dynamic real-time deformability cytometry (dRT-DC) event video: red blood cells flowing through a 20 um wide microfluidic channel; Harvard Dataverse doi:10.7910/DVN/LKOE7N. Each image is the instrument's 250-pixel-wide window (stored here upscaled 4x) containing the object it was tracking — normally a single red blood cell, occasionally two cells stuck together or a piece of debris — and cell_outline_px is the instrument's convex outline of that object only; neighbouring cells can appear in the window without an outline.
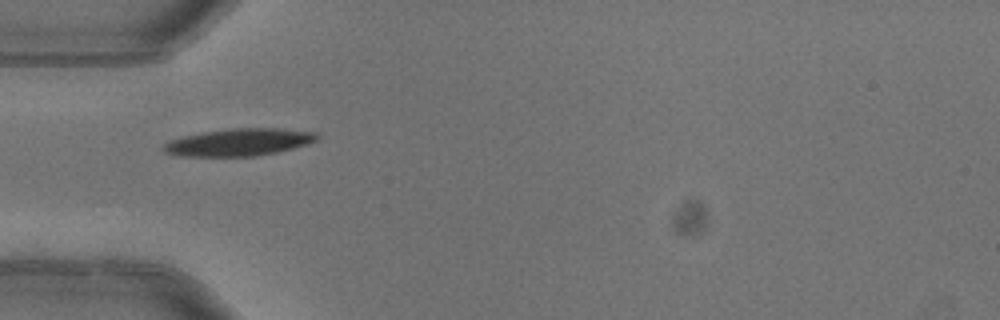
{"species": "common noctule bat (a hibernating species)", "species_latin": "Nyctalus noctula", "temperature_condition": "warm", "stored_images_in_passage": 1, "camera_frame_rate_fps": 3000, "um_per_image_px": 0.085, "animal": {"sex": "female"}, "frame": {"image": 1, "passage_image": 1, "time_ms": 0.0, "image_size_px": [1000, 320], "cell_outline_px": [[320, 136], [316, 140], [308, 144], [276, 152], [256, 156], [176, 156], [164, 152], [160, 148], [168, 140], [184, 136], [204, 132], [232, 128], [280, 128], [320, 132]], "centroid_in_image_um": [20.32, 12.08], "position_along_channel_um": 64.7, "area_um2": 24.62}}